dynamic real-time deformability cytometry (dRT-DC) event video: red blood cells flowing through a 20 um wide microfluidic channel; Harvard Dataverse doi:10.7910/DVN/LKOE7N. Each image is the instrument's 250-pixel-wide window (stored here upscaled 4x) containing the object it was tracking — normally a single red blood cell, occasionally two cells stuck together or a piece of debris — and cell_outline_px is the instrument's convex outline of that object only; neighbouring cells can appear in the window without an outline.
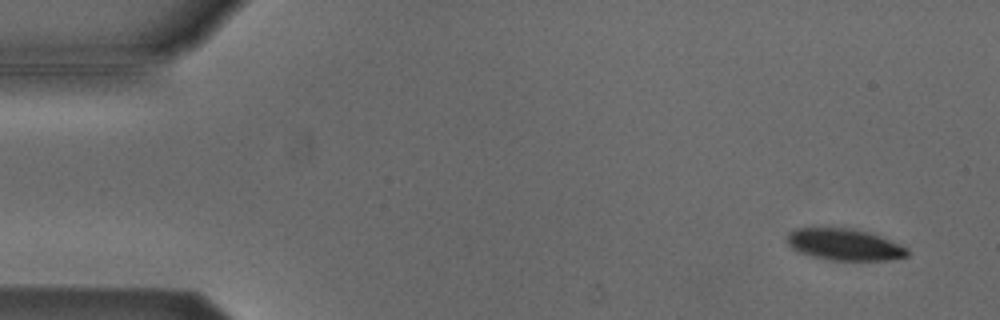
{"species": "Egyptian fruit bat (a non-hibernating species)", "species_latin": "Rousettus aegyptiacus", "temperature_condition": "cold", "stored_images_in_passage": 54, "camera_frame_rate_fps": 3000, "um_per_image_px": 0.085, "animal": {"sex": "male"}, "frame": {"image": 1, "passage_image": 4, "time_ms": 1.0, "image_size_px": [1000, 320], "cell_outline_px": [[908, 256], [888, 260], [832, 260], [812, 256], [796, 252], [788, 244], [788, 232], [796, 228], [832, 224], [852, 228], [868, 232], [880, 236], [908, 248]], "centroid_in_image_um": [71.71, 20.73], "position_along_channel_um": 13.3, "area_um2": 22.89}}
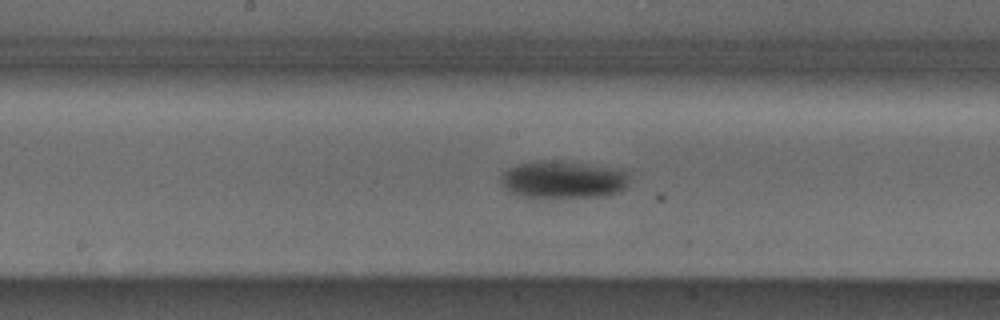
{"frame": {"image": 2, "passage_image": 28, "time_ms": 9.0, "image_size_px": [1000, 320], "cell_outline_px": [[628, 184], [620, 192], [604, 196], [520, 196], [504, 188], [500, 180], [504, 172], [508, 168], [520, 164], [540, 160], [544, 160], [580, 164], [608, 168], [628, 172]], "centroid_in_image_um": [47.85, 15.27], "position_along_channel_um": 200.4, "area_um2": 27.05}}
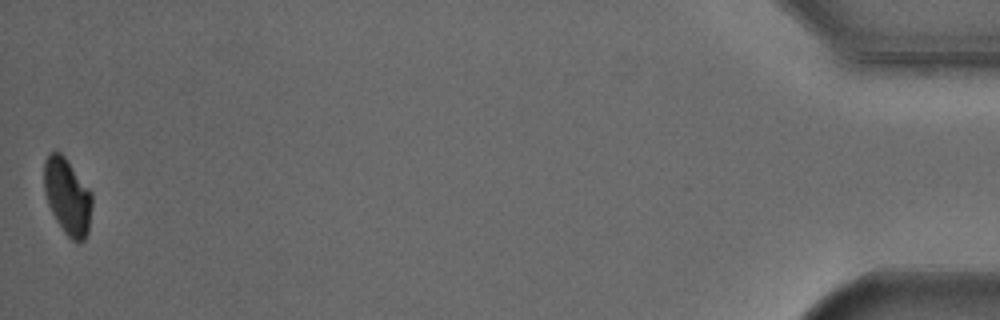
{"frame": {"image": 3, "passage_image": 54, "time_ms": 17.667, "image_size_px": [1000, 320], "cell_outline_px": [[92, 204], [88, 232], [84, 240], [80, 244], [72, 240], [64, 232], [56, 220], [48, 204], [44, 192], [44, 160], [52, 152], [60, 152], [64, 156], [92, 192]], "centroid_in_image_um": [5.74, 16.72], "position_along_channel_um": 429.5, "area_um2": 21.33}, "authors_computed_cell_mechanics": {"area_um2": 24.9696, "velocity_mm_per_s": 3.7973, "shape_relaxation_time_tau1_ms": 3.0367, "shape_relaxation_time_tau2_ms": null, "deformation_change_tau1": 0.0902, "deformation_change_tau2": null}}